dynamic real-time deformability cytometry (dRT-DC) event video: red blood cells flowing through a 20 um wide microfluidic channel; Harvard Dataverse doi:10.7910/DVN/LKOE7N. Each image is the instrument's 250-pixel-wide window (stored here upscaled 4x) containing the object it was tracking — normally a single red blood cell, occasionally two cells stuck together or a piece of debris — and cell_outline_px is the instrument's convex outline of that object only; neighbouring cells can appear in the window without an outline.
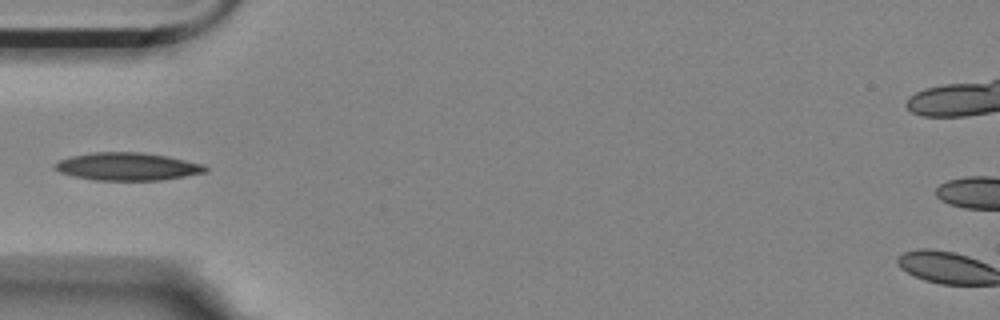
{"species": "Egyptian fruit bat (a non-hibernating species)", "species_latin": "Rousettus aegyptiacus", "temperature_condition": "room temperature", "stored_images_in_passage": 4, "camera_frame_rate_fps": 3000, "um_per_image_px": 0.085, "animal": {"sex": "female"}, "frame": {"image": 1, "passage_image": 1, "time_ms": 0.0, "image_size_px": [1000, 320], "cell_outline_px": [[208, 172], [160, 180], [96, 180], [72, 176], [60, 172], [52, 168], [52, 164], [60, 160], [72, 156], [92, 152], [144, 152], [204, 164], [208, 168]], "centroid_in_image_um": [10.8, 14.15], "position_along_channel_um": 74.2, "area_um2": 24.33}}
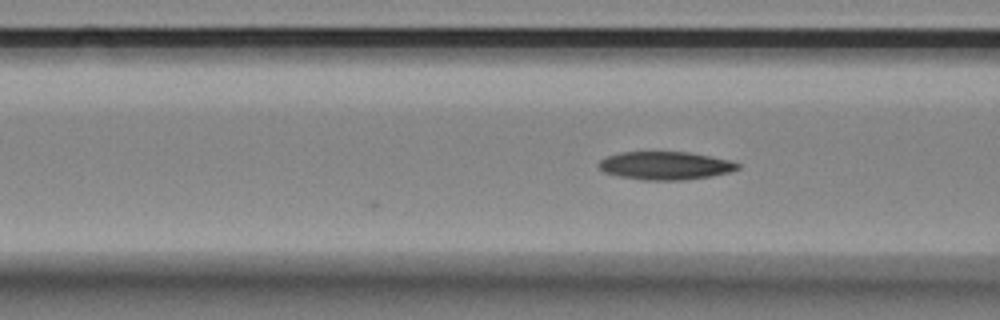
{"frame": {"image": 2, "passage_image": 4, "time_ms": 1.0, "image_size_px": [1000, 320], "cell_outline_px": [[740, 168], [728, 172], [712, 176], [684, 180], [644, 180], [620, 176], [604, 172], [596, 164], [600, 160], [608, 156], [620, 152], [692, 152], [728, 160], [740, 164]], "centroid_in_image_um": [56.55, 14.07], "position_along_channel_um": 110.1, "area_um2": 22.72}}